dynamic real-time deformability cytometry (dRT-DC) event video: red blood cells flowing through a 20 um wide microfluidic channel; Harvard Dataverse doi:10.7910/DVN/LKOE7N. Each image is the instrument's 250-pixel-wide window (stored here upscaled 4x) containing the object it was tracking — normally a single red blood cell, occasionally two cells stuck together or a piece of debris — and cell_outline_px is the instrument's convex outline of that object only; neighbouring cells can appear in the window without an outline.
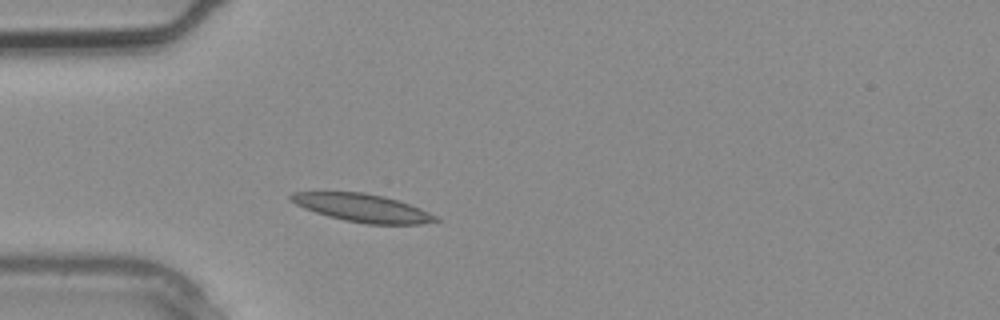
{"species": "common noctule bat (a hibernating species)", "species_latin": "Nyctalus noctula", "temperature_condition": "warm", "stored_images_in_passage": 2, "camera_frame_rate_fps": 3000, "um_per_image_px": 0.085, "animal": {"sex": "male", "body_mass_g": 20.4}, "frame": {"image": 1, "passage_image": 2, "time_ms": 0.333, "image_size_px": [1000, 320], "cell_outline_px": [[444, 220], [420, 224], [368, 224], [328, 216], [304, 208], [296, 204], [288, 196], [292, 192], [364, 192], [384, 196], [420, 208]], "centroid_in_image_um": [30.84, 17.67], "position_along_channel_um": 54.2, "area_um2": 23.29}}